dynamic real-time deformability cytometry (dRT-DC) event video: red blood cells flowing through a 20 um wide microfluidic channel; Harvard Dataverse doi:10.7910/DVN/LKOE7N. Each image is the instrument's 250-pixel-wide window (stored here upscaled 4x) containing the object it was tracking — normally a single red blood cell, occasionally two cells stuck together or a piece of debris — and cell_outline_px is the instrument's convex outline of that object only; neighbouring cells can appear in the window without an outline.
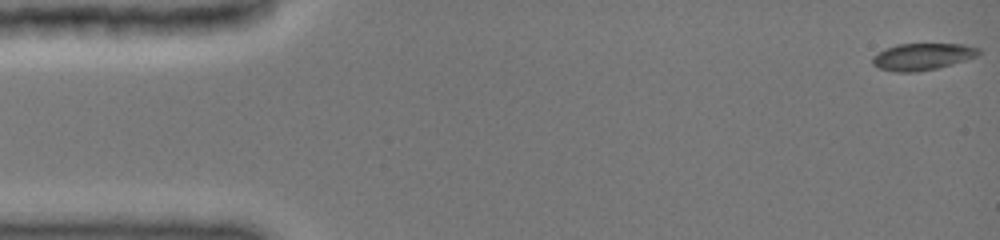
{"species": "common noctule bat (a hibernating species)", "species_latin": "Nyctalus noctula", "temperature_condition": "cold", "stored_images_in_passage": 9, "camera_frame_rate_fps": 3000, "um_per_image_px": 0.085, "animal": {"sex": "female", "body_mass_g": 19.0, "forearm_length_mm": 51.5}, "frame": {"image": 1, "passage_image": 1, "time_ms": 0.0, "image_size_px": [1000, 240], "cell_outline_px": [[980, 52], [976, 56], [964, 60], [936, 68], [912, 72], [896, 72], [880, 68], [872, 64], [872, 60], [880, 52], [888, 48], [900, 44], [964, 44], [980, 48]], "centroid_in_image_um": [78.43, 4.81], "position_along_channel_um": 6.6, "area_um2": 16.13}}
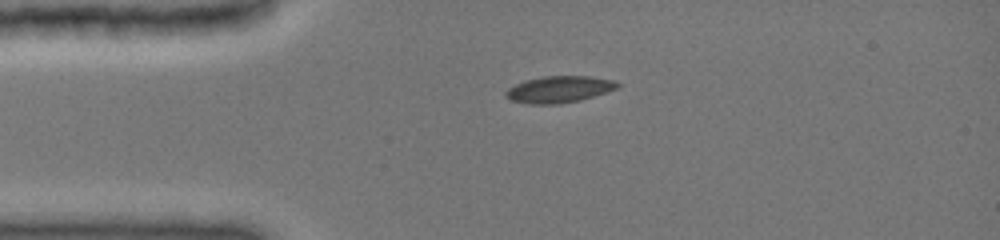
{"frame": {"image": 2, "passage_image": 6, "time_ms": 3.333, "image_size_px": [1000, 240], "cell_outline_px": [[620, 84], [616, 88], [580, 100], [556, 104], [532, 104], [512, 100], [508, 96], [508, 88], [516, 84], [528, 80], [544, 76], [588, 76], [612, 80]], "centroid_in_image_um": [47.54, 7.59], "position_along_channel_um": 37.5, "area_um2": 16.7}}
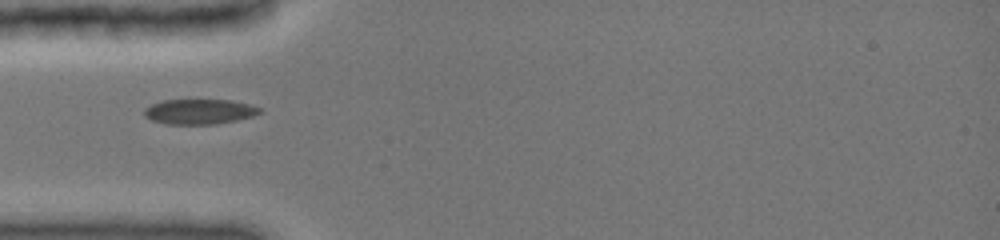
{"frame": {"image": 3, "passage_image": 8, "time_ms": 4.667, "image_size_px": [1000, 240], "cell_outline_px": [[260, 112], [252, 116], [236, 120], [212, 124], [168, 124], [152, 120], [144, 116], [144, 108], [152, 104], [164, 100], [228, 100], [248, 104], [260, 108]], "centroid_in_image_um": [16.9, 9.49], "position_along_channel_um": 68.1, "area_um2": 16.59}}